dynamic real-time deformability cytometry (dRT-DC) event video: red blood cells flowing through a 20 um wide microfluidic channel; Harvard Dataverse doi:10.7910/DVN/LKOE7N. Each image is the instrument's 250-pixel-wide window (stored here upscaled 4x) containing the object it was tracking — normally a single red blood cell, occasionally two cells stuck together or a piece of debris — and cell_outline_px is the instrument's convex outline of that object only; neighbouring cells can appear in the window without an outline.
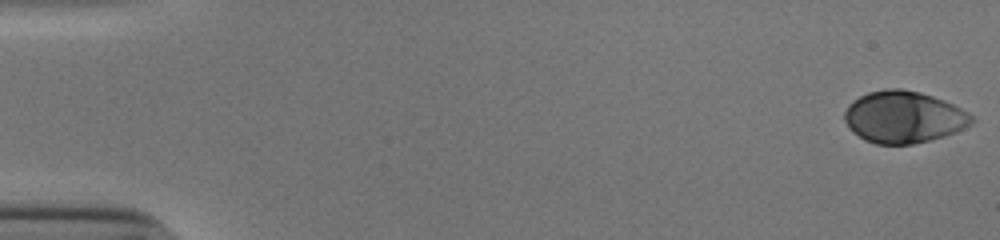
{"species": "human", "species_latin": "Homo sapiens", "temperature_condition": "cold", "stored_images_in_passage": 54, "camera_frame_rate_fps": 3000, "um_per_image_px": 0.085, "donor": {"sex": "male"}, "frame": {"image": 1, "passage_image": 1, "time_ms": 0.0, "image_size_px": [1000, 240], "cell_outline_px": [[976, 120], [972, 124], [956, 132], [944, 136], [912, 144], [876, 144], [864, 140], [852, 132], [848, 128], [844, 120], [844, 112], [848, 104], [852, 100], [868, 92], [884, 88], [904, 88], [920, 92], [944, 100], [976, 116]], "centroid_in_image_um": [76.8, 9.94], "position_along_channel_um": 8.2, "area_um2": 38.9}}
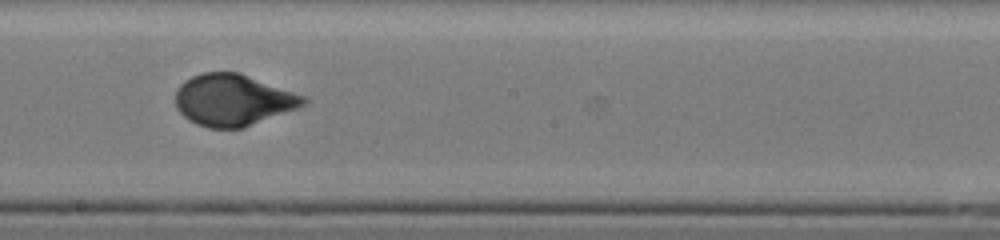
{"frame": {"image": 2, "passage_image": 31, "time_ms": 10.0, "image_size_px": [1000, 240], "cell_outline_px": [[312, 100], [308, 104], [244, 128], [208, 128], [196, 124], [188, 120], [176, 108], [176, 88], [184, 80], [192, 76], [204, 72], [240, 72], [308, 96]], "centroid_in_image_um": [19.86, 8.49], "position_along_channel_um": 228.3, "area_um2": 39.13}}
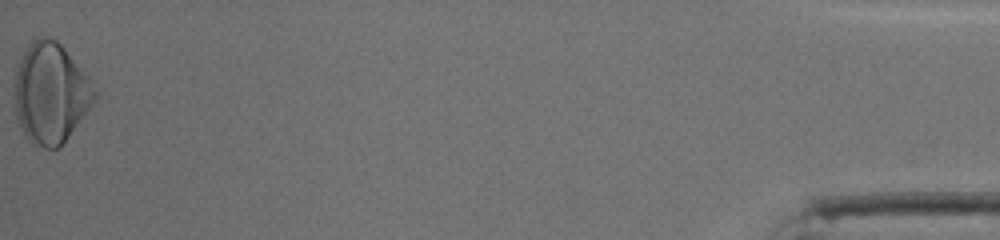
{"frame": {"image": 3, "passage_image": 54, "time_ms": 17.667, "image_size_px": [1000, 240], "cell_outline_px": [[96, 100], [60, 148], [44, 148], [32, 144], [24, 136], [16, 120], [12, 88], [12, 76], [16, 64], [28, 44], [32, 40], [40, 36], [48, 36], [56, 40], [64, 48], [88, 80], [96, 92]], "centroid_in_image_um": [4.21, 7.93], "position_along_channel_um": 431.0, "area_um2": 47.51}, "authors_computed_cell_mechanics": {"area_um2": 38.5815, "velocity_mm_per_s": 3.8439, "shape_relaxation_time_tau1_ms": 4.1846, "shape_relaxation_time_tau2_ms": null, "deformation_change_tau1": 0.1833, "deformation_change_tau2": null}}